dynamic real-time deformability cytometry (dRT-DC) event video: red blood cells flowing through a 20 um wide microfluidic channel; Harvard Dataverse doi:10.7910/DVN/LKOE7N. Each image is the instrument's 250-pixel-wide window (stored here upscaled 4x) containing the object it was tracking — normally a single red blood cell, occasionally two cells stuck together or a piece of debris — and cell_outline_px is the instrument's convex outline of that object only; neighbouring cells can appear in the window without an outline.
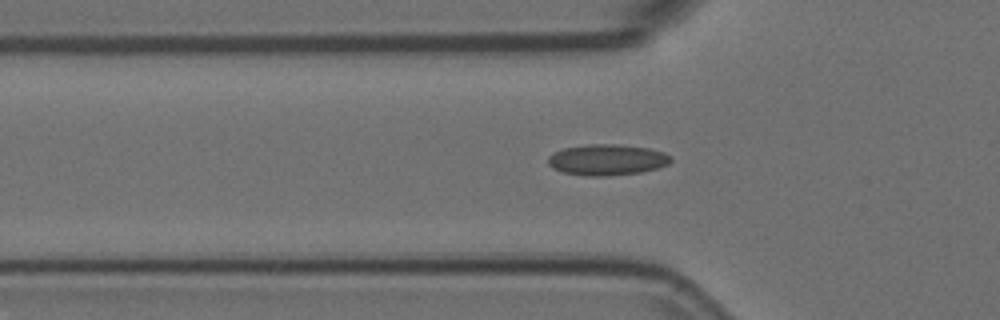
{"species": "Egyptian fruit bat (a non-hibernating species)", "species_latin": "Rousettus aegyptiacus", "temperature_condition": "room temperature", "stored_images_in_passage": 51, "camera_frame_rate_fps": 3000, "um_per_image_px": 0.085, "animal": {"sex": "female"}, "frame": {"image": 1, "passage_image": 17, "time_ms": 5.333, "image_size_px": [1000, 320], "cell_outline_px": [[672, 160], [668, 164], [656, 168], [640, 172], [608, 176], [584, 176], [560, 172], [552, 168], [548, 164], [548, 156], [564, 148], [588, 144], [612, 144], [648, 148], [664, 152], [672, 156]], "centroid_in_image_um": [51.58, 13.59], "position_along_channel_um": 74.2, "area_um2": 22.2}}
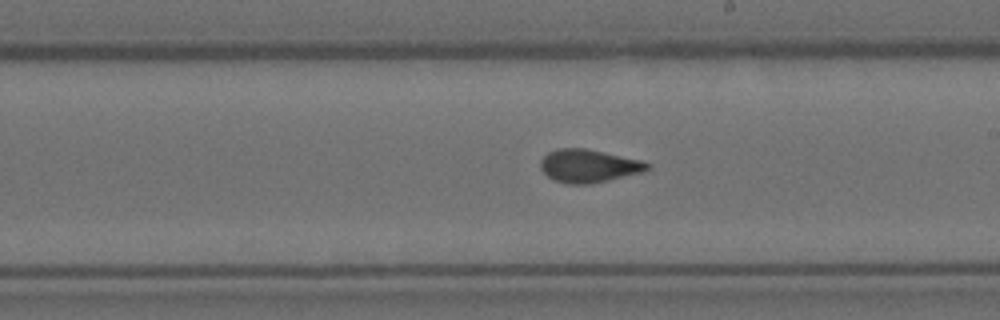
{"frame": {"image": 2, "passage_image": 30, "time_ms": 9.667, "image_size_px": [1000, 320], "cell_outline_px": [[652, 164], [644, 172], [608, 180], [588, 184], [568, 184], [552, 180], [540, 168], [540, 160], [548, 152], [560, 148], [584, 148], [640, 160]], "centroid_in_image_um": [50.01, 14.11], "position_along_channel_um": 239.0, "area_um2": 20.46}}
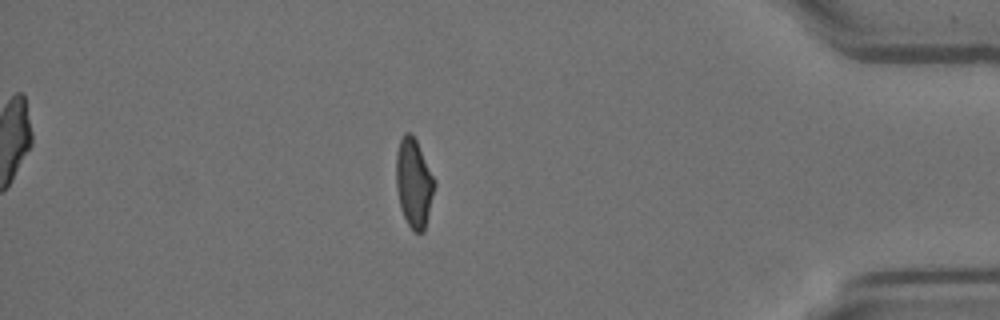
{"frame": {"image": 3, "passage_image": 46, "time_ms": 15.0, "image_size_px": [1000, 320], "cell_outline_px": [[436, 184], [424, 232], [416, 232], [408, 224], [400, 208], [396, 188], [396, 152], [400, 140], [404, 132], [412, 132], [436, 180]], "centroid_in_image_um": [35.18, 15.52], "position_along_channel_um": 400.0, "area_um2": 20.0}}